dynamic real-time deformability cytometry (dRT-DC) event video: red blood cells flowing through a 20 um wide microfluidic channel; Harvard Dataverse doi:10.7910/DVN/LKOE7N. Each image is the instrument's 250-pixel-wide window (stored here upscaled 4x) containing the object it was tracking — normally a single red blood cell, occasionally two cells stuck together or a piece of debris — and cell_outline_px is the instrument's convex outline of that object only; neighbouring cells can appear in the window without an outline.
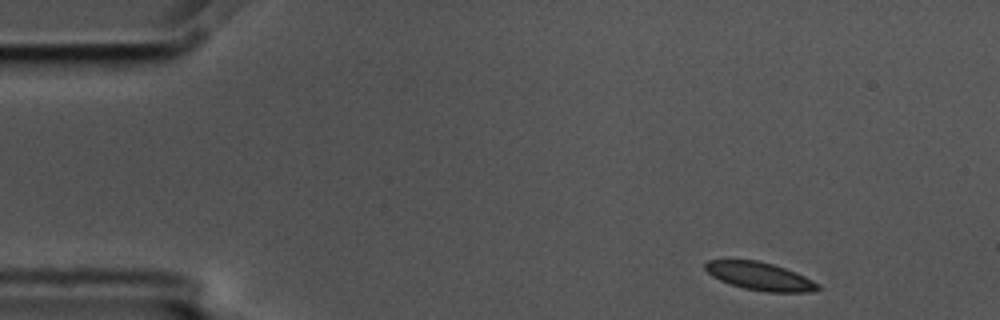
{"species": "common noctule bat (a hibernating species)", "species_latin": "Nyctalus noctula", "temperature_condition": "cold", "stored_images_in_passage": 6, "camera_frame_rate_fps": 3000, "um_per_image_px": 0.085, "animal": {"sex": "male", "body_mass_g": 17.5, "forearm_length_mm": 52.3}, "frame": {"image": 1, "passage_image": 1, "time_ms": 0.0, "image_size_px": [1000, 320], "cell_outline_px": [[820, 288], [812, 292], [768, 292], [744, 288], [720, 280], [712, 276], [704, 268], [704, 264], [708, 260], [756, 260], [772, 264], [796, 272], [820, 284]], "centroid_in_image_um": [64.6, 23.48], "position_along_channel_um": 20.4, "area_um2": 18.21}}
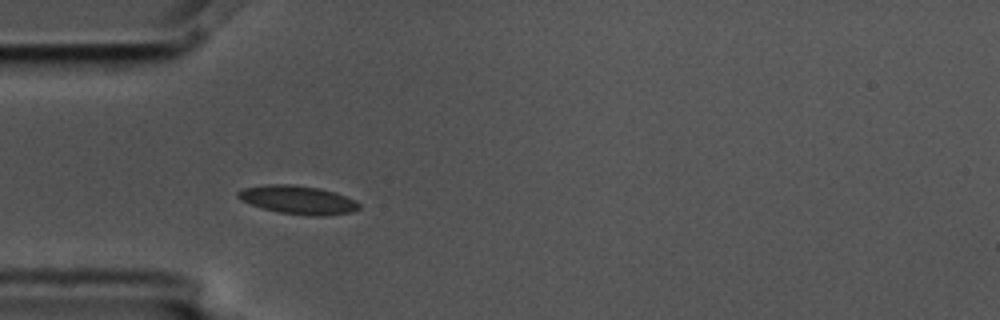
{"frame": {"image": 2, "passage_image": 4, "time_ms": 1.0, "image_size_px": [1000, 320], "cell_outline_px": [[360, 208], [352, 212], [324, 216], [312, 216], [280, 212], [264, 208], [240, 200], [236, 196], [236, 192], [244, 188], [264, 184], [292, 184], [320, 188], [336, 192], [356, 200], [360, 204]], "centroid_in_image_um": [25.35, 16.97], "position_along_channel_um": 59.7, "area_um2": 20.17}}